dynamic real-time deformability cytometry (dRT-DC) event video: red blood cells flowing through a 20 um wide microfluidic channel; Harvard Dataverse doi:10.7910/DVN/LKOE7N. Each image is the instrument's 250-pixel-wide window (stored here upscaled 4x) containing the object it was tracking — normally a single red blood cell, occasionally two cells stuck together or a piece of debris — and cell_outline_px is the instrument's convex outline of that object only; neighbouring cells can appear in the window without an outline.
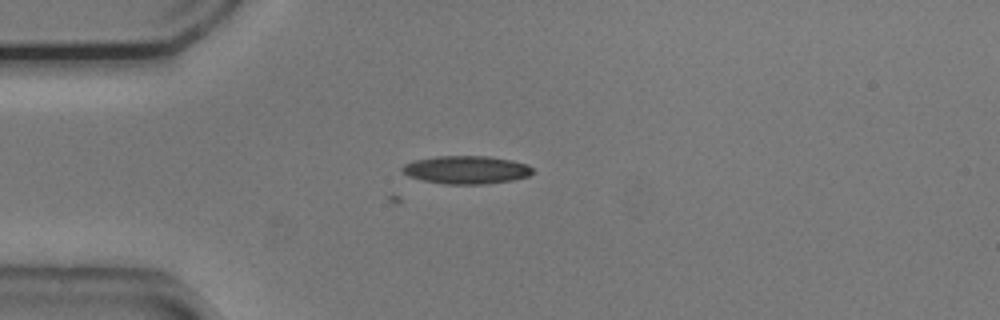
{"species": "common noctule bat (a hibernating species)", "species_latin": "Nyctalus noctula", "temperature_condition": "cold", "stored_images_in_passage": 8, "camera_frame_rate_fps": 3000, "um_per_image_px": 0.085, "animal": {"sex": "male", "body_mass_g": 20.5, "forearm_length_mm": 52.5}, "frame": {"image": 1, "passage_image": 8, "time_ms": 2.333, "image_size_px": [1000, 320], "cell_outline_px": [[536, 172], [528, 176], [512, 180], [484, 184], [444, 184], [424, 180], [408, 176], [400, 168], [404, 164], [412, 160], [436, 156], [488, 156], [512, 160], [528, 164]], "centroid_in_image_um": [39.65, 14.42], "position_along_channel_um": 45.4, "area_um2": 21.44}}